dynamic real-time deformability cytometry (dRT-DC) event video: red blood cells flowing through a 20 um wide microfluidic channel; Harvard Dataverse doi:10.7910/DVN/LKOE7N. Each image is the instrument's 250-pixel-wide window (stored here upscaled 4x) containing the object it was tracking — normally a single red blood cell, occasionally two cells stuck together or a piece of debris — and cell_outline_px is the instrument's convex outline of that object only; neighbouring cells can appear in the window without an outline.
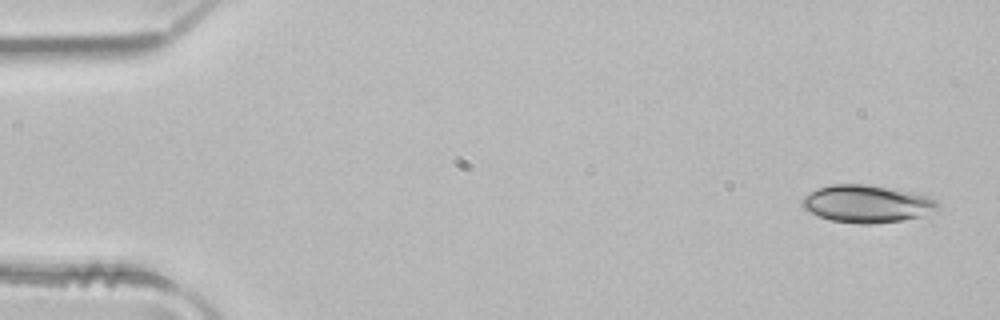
{"species": "common noctule bat (a hibernating species)", "species_latin": "Nyctalus noctula", "temperature_condition": "room temperature", "stored_images_in_passage": 6, "segment_of_instrument_passage": [2, 2], "camera_frame_rate_fps": 3000, "um_per_image_px": 0.085, "animal": {"sex": "male", "body_mass_g": 21.5, "forearm_length_mm": 52.0}, "frame": {"image": 1, "passage_image": 6, "time_ms": 1.667, "image_size_px": [1000, 320], "cell_outline_px": [[940, 208], [936, 212], [924, 216], [876, 224], [856, 224], [832, 220], [816, 216], [808, 212], [800, 204], [800, 200], [804, 196], [820, 188], [832, 184], [868, 184], [896, 188], [920, 192], [936, 200], [940, 204]], "centroid_in_image_um": [73.76, 17.32], "position_along_channel_um": 11.2, "area_um2": 30.4}}